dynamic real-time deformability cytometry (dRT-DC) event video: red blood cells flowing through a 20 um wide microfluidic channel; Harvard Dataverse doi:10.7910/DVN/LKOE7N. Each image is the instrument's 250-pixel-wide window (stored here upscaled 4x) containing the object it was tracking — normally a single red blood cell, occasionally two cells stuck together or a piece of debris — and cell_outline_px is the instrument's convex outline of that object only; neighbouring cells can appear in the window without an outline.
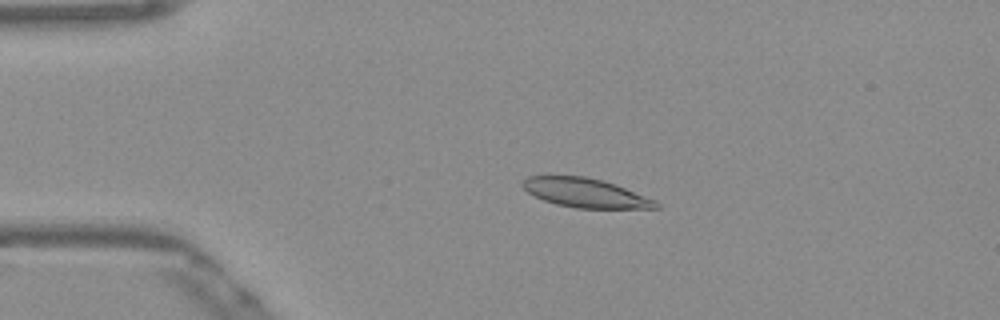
{"species": "Egyptian fruit bat (a non-hibernating species)", "species_latin": "Rousettus aegyptiacus", "temperature_condition": "warm", "stored_images_in_passage": 51, "camera_frame_rate_fps": 3000, "um_per_image_px": 0.085, "frame": {"image": 1, "passage_image": 10, "time_ms": 3.0, "image_size_px": [1000, 320], "cell_outline_px": [[660, 208], [576, 208], [556, 204], [544, 200], [528, 192], [520, 184], [528, 176], [584, 176], [604, 180], [656, 200], [660, 204]], "centroid_in_image_um": [49.78, 16.39], "position_along_channel_um": 35.2, "area_um2": 22.48}}
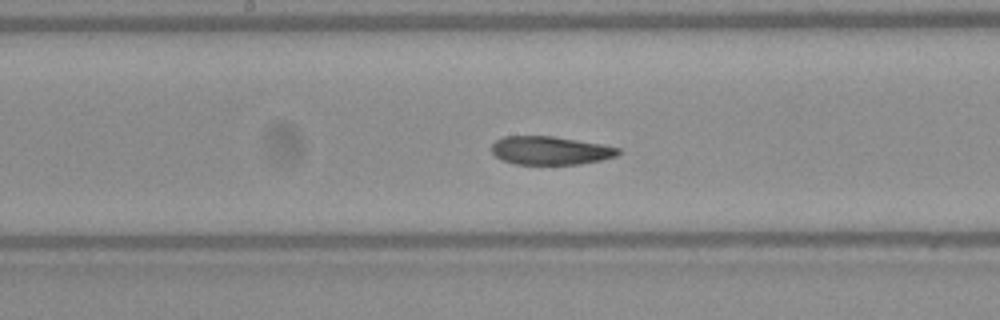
{"frame": {"image": 2, "passage_image": 26, "time_ms": 8.333, "image_size_px": [1000, 320], "cell_outline_px": [[620, 152], [616, 156], [600, 160], [580, 164], [516, 164], [504, 160], [496, 156], [492, 152], [492, 144], [496, 140], [504, 136], [552, 136], [600, 144], [620, 148]], "centroid_in_image_um": [46.77, 12.79], "position_along_channel_um": 201.4, "area_um2": 20.69}}
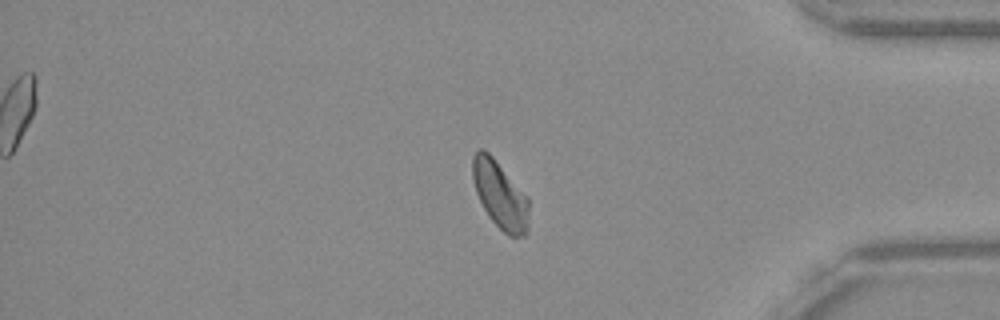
{"frame": {"image": 3, "passage_image": 43, "time_ms": 14.0, "image_size_px": [1000, 320], "cell_outline_px": [[528, 232], [524, 236], [508, 236], [488, 216], [476, 192], [472, 180], [472, 156], [480, 148], [484, 148], [492, 156], [528, 196]], "centroid_in_image_um": [42.5, 16.55], "position_along_channel_um": 392.7, "area_um2": 22.14}, "authors_computed_cell_mechanics": {"area_um2": 22.3108, "velocity_mm_per_s": 3.8426, "shape_relaxation_time_tau1_ms": null, "shape_relaxation_time_tau2_ms": 3.5901, "deformation_change_tau1": null, "deformation_change_tau2": 0.0887}}